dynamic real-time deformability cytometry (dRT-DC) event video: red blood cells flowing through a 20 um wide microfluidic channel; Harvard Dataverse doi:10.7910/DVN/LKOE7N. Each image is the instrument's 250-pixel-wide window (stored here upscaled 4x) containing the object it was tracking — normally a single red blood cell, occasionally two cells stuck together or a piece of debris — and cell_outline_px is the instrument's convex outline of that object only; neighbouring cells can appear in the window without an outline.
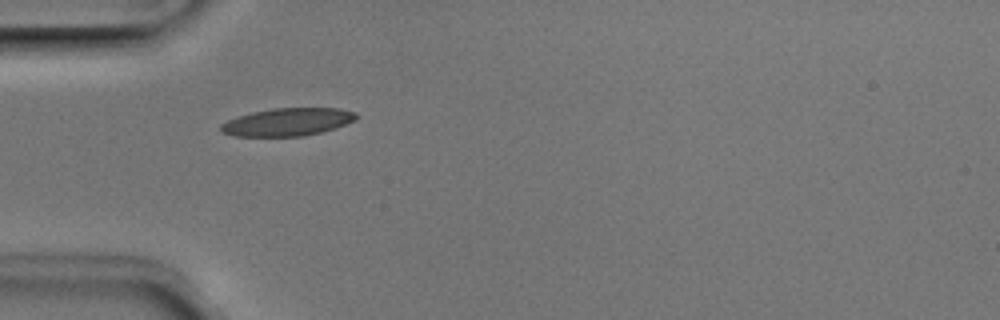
{"species": "Egyptian fruit bat (a non-hibernating species)", "species_latin": "Rousettus aegyptiacus", "temperature_condition": "room temperature", "stored_images_in_passage": 2, "camera_frame_rate_fps": 3000, "um_per_image_px": 0.085, "animal": {"sex": "male"}, "frame": {"image": 1, "passage_image": 1, "time_ms": 0.0, "image_size_px": [1000, 320], "cell_outline_px": [[360, 116], [356, 120], [336, 128], [304, 136], [236, 136], [220, 132], [220, 124], [228, 120], [252, 112], [272, 108], [340, 108], [356, 112]], "centroid_in_image_um": [24.48, 10.36], "position_along_channel_um": 60.5, "area_um2": 22.02}}